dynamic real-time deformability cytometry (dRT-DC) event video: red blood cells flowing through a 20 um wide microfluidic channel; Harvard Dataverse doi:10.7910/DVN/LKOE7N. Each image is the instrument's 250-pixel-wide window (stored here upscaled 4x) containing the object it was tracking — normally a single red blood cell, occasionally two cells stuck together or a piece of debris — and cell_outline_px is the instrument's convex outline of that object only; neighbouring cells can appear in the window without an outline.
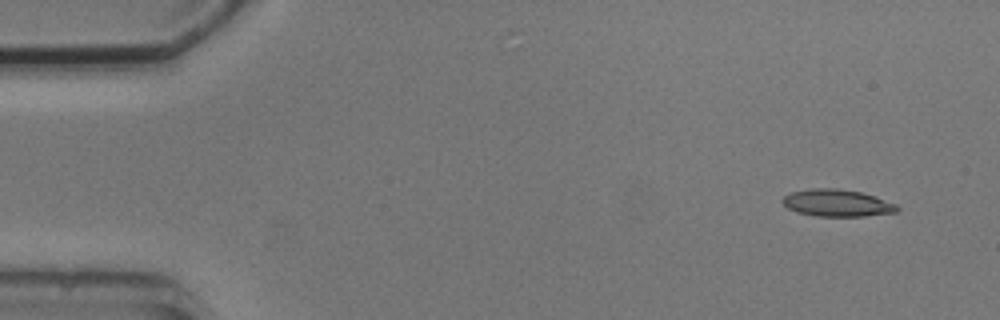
{"species": "common noctule bat (a hibernating species)", "species_latin": "Nyctalus noctula", "temperature_condition": "cold", "stored_images_in_passage": 6, "segment_of_instrument_passage": [2, 2], "camera_frame_rate_fps": 3000, "um_per_image_px": 0.085, "animal": {"sex": "male", "body_mass_g": 20.5, "forearm_length_mm": 52.5}, "frame": {"image": 1, "passage_image": 6, "time_ms": 6.333, "image_size_px": [1000, 320], "cell_outline_px": [[900, 208], [896, 212], [864, 216], [816, 216], [796, 212], [788, 208], [780, 200], [784, 196], [792, 192], [812, 188], [836, 188], [860, 192], [896, 204]], "centroid_in_image_um": [71.12, 17.26], "position_along_channel_um": 13.9, "area_um2": 17.92}}